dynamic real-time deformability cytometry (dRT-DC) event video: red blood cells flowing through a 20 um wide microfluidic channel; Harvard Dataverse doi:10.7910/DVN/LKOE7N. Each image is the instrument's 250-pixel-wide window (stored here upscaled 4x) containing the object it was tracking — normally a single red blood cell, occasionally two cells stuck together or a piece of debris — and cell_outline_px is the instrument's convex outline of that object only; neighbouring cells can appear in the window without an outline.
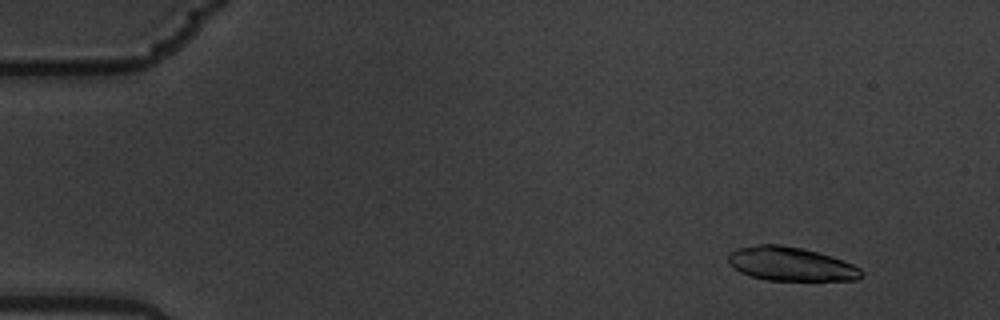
{"species": "common noctule bat (a hibernating species)", "species_latin": "Nyctalus noctula", "temperature_condition": "warm", "stored_images_in_passage": 7, "camera_frame_rate_fps": 3000, "um_per_image_px": 0.085, "animal": {"sex": "male", "body_mass_g": 19.5, "forearm_length_mm": 54.6}, "frame": {"image": 1, "passage_image": 2, "time_ms": 0.333, "image_size_px": [1000, 320], "cell_outline_px": [[864, 276], [856, 280], [768, 280], [752, 276], [740, 272], [732, 268], [728, 264], [728, 256], [736, 248], [760, 244], [780, 244], [800, 248], [832, 256], [852, 264], [860, 268], [864, 272]], "centroid_in_image_um": [67.21, 22.44], "position_along_channel_um": 17.8, "area_um2": 26.24}}
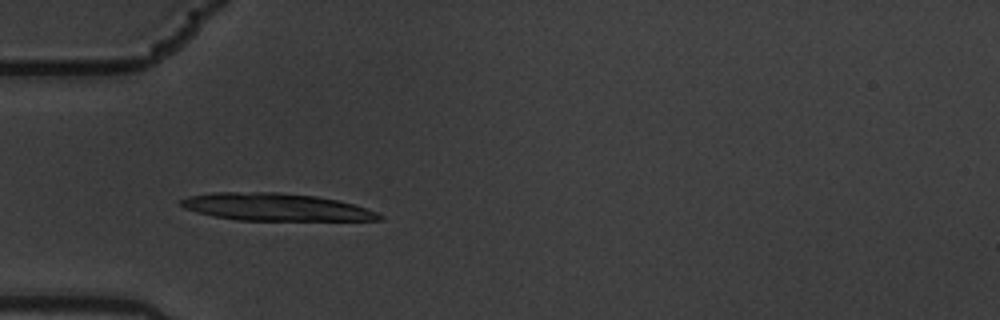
{"frame": {"image": 2, "passage_image": 5, "time_ms": 1.333, "image_size_px": [1000, 320], "cell_outline_px": [[384, 220], [236, 220], [212, 216], [196, 212], [184, 208], [180, 204], [180, 200], [188, 196], [216, 192], [276, 192], [316, 196], [336, 200], [368, 208], [384, 216]], "centroid_in_image_um": [23.42, 17.6], "position_along_channel_um": 61.6, "area_um2": 31.67}}